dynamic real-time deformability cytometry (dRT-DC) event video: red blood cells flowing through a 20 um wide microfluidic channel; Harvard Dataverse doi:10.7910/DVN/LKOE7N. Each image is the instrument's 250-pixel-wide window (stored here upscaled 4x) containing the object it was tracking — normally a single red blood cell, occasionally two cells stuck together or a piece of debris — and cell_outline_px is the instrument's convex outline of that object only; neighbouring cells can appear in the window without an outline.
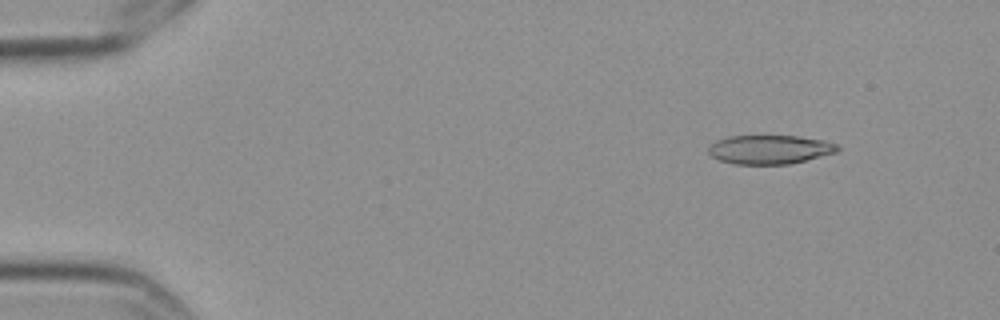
{"species": "Egyptian fruit bat (a non-hibernating species)", "species_latin": "Rousettus aegyptiacus", "temperature_condition": "cold", "stored_images_in_passage": 5, "camera_frame_rate_fps": 3000, "um_per_image_px": 0.085, "frame": {"image": 1, "passage_image": 2, "time_ms": 0.333, "image_size_px": [1000, 320], "cell_outline_px": [[840, 148], [836, 152], [788, 164], [732, 164], [720, 160], [712, 156], [708, 152], [708, 148], [716, 140], [728, 136], [796, 136], [824, 140], [836, 144]], "centroid_in_image_um": [65.39, 12.7], "position_along_channel_um": 19.6, "area_um2": 21.56}}
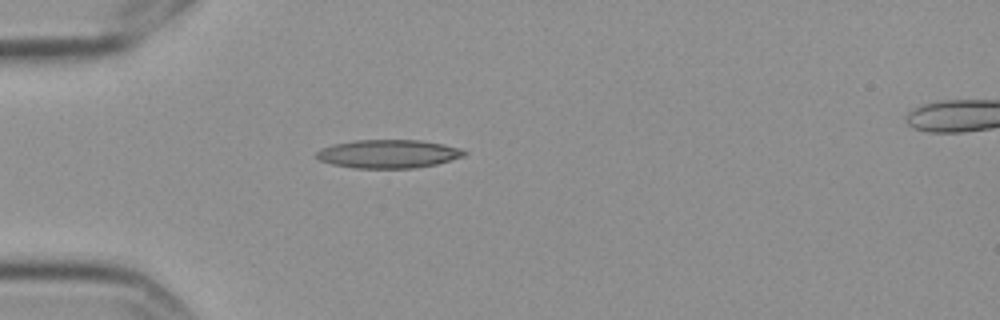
{"frame": {"image": 2, "passage_image": 5, "time_ms": 1.333, "image_size_px": [1000, 320], "cell_outline_px": [[468, 152], [464, 156], [436, 164], [412, 168], [356, 168], [332, 164], [320, 160], [316, 156], [316, 152], [320, 148], [332, 144], [352, 140], [420, 140], [444, 144], [460, 148]], "centroid_in_image_um": [32.99, 13.07], "position_along_channel_um": 52.0, "area_um2": 24.51}}